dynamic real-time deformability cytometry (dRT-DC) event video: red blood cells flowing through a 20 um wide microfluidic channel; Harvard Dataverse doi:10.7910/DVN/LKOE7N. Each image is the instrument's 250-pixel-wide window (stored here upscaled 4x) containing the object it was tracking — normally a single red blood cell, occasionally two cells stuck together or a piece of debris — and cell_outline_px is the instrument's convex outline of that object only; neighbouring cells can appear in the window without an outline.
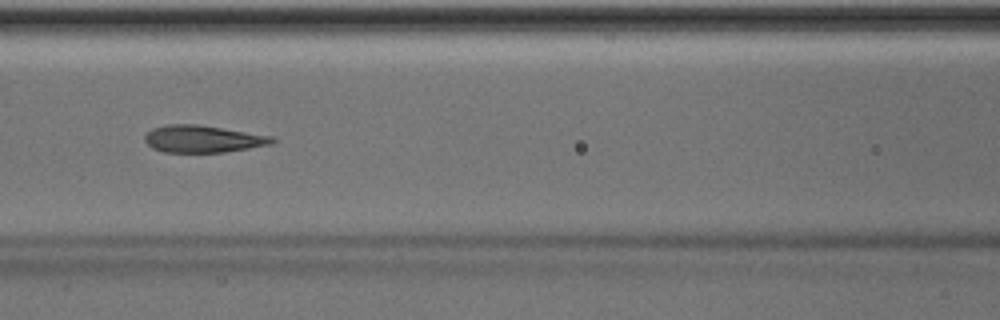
{"species": "Egyptian fruit bat (a non-hibernating species)", "species_latin": "Rousettus aegyptiacus", "temperature_condition": "room temperature", "stored_images_in_passage": 50, "camera_frame_rate_fps": 3000, "um_per_image_px": 0.085, "animal": {"sex": "male"}, "frame": {"image": 1, "passage_image": 22, "time_ms": 7.0, "image_size_px": [1000, 320], "cell_outline_px": [[276, 140], [272, 144], [224, 152], [164, 152], [152, 148], [144, 140], [144, 136], [152, 128], [168, 124], [196, 124], [272, 136]], "centroid_in_image_um": [17.21, 11.81], "position_along_channel_um": 149.4, "area_um2": 20.0}}
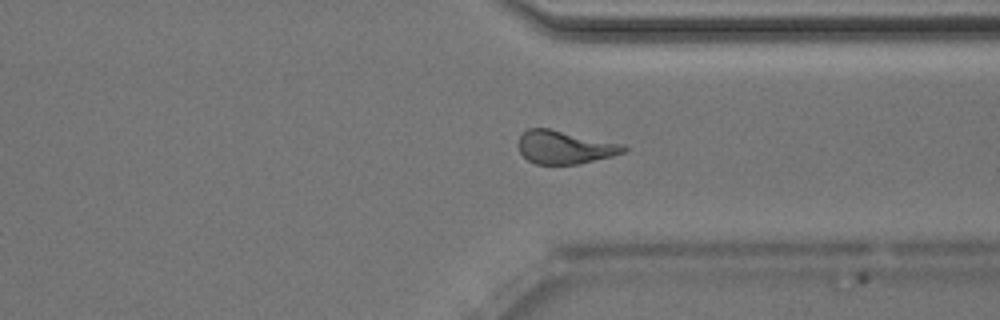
{"frame": {"image": 2, "passage_image": 38, "time_ms": 12.333, "image_size_px": [1000, 320], "cell_outline_px": [[628, 148], [624, 152], [612, 156], [580, 164], [536, 164], [528, 160], [520, 152], [516, 144], [520, 136], [528, 128], [548, 128], [624, 144]], "centroid_in_image_um": [47.99, 12.52], "position_along_channel_um": 363.4, "area_um2": 20.4}}
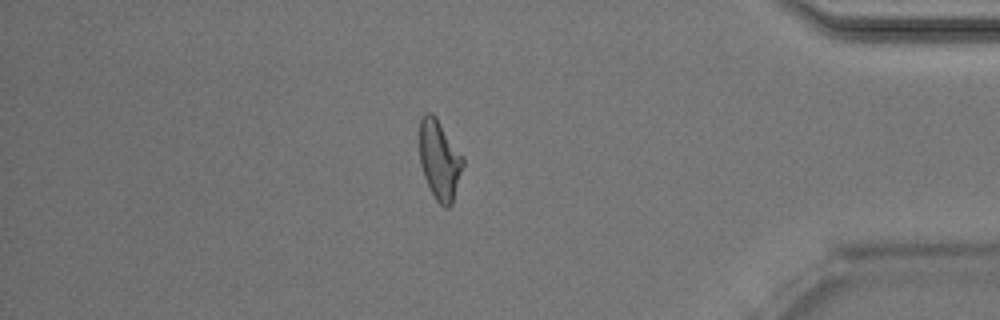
{"frame": {"image": 3, "passage_image": 43, "time_ms": 14.0, "image_size_px": [1000, 320], "cell_outline_px": [[464, 164], [452, 204], [448, 208], [444, 208], [436, 200], [424, 176], [420, 164], [420, 120], [424, 112], [432, 112], [436, 116], [464, 156]], "centroid_in_image_um": [37.38, 13.56], "position_along_channel_um": 397.8, "area_um2": 20.29}, "authors_computed_cell_mechanics": {"area_um2": 20.6924, "velocity_mm_per_s": 4.0203, "shape_relaxation_time_tau1_ms": 3.7148, "shape_relaxation_time_tau2_ms": 1.3694, "deformation_change_tau1": 0.1684, "deformation_change_tau2": 0.095}}